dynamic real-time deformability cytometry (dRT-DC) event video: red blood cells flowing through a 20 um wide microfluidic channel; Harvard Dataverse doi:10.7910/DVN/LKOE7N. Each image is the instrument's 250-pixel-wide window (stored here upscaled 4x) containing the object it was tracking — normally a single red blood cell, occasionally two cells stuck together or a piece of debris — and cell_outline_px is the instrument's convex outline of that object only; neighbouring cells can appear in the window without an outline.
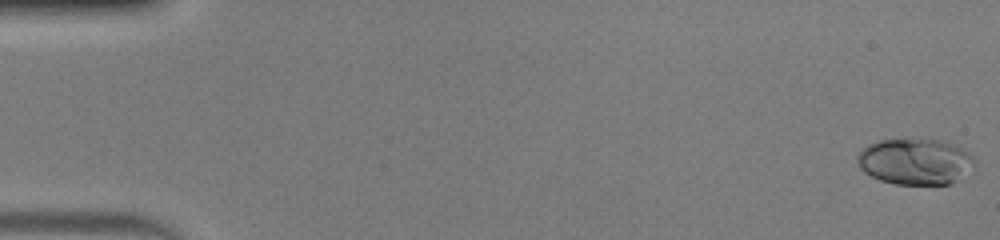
{"species": "human", "species_latin": "Homo sapiens", "temperature_condition": "warm", "stored_images_in_passage": 51, "camera_frame_rate_fps": 3000, "um_per_image_px": 0.085, "donor": {"sex": "male"}, "frame": {"image": 1, "passage_image": 1, "time_ms": 0.0, "image_size_px": [1000, 240], "cell_outline_px": [[972, 164], [952, 184], [896, 184], [880, 180], [864, 172], [860, 168], [856, 160], [860, 152], [868, 144], [880, 140], [940, 140], [964, 148], [972, 156]], "centroid_in_image_um": [77.73, 13.73], "position_along_channel_um": 7.3, "area_um2": 30.81}}
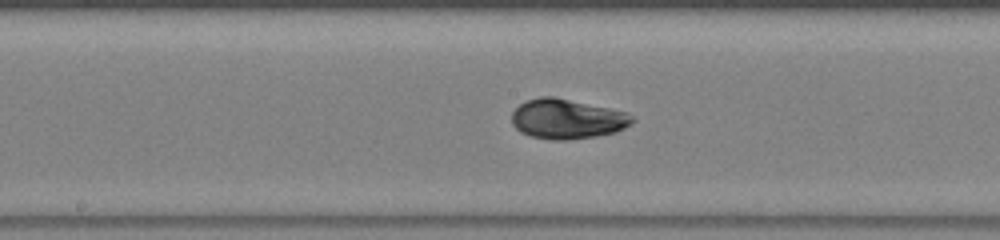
{"frame": {"image": 2, "passage_image": 27, "time_ms": 8.667, "image_size_px": [1000, 240], "cell_outline_px": [[636, 120], [632, 124], [616, 132], [596, 136], [568, 140], [552, 140], [532, 136], [520, 132], [512, 124], [512, 112], [520, 104], [528, 100], [540, 96], [552, 96], [608, 108], [624, 112], [632, 116]], "centroid_in_image_um": [48.19, 10.12], "position_along_channel_um": 200.0, "area_um2": 27.8}}
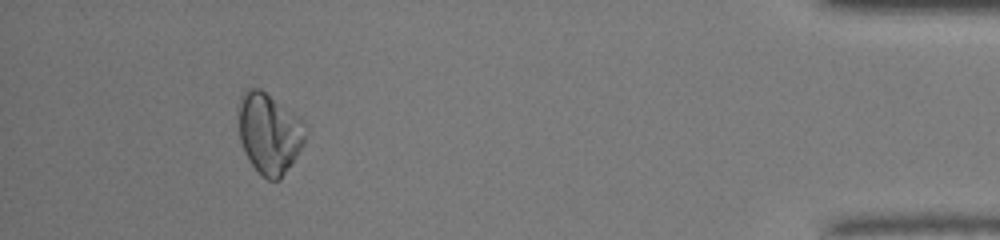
{"frame": {"image": 3, "passage_image": 47, "time_ms": 15.333, "image_size_px": [1000, 240], "cell_outline_px": [[304, 144], [280, 180], [268, 180], [260, 176], [248, 160], [244, 152], [240, 140], [240, 96], [244, 88], [260, 88], [300, 116], [304, 120]], "centroid_in_image_um": [22.88, 11.33], "position_along_channel_um": 412.3, "area_um2": 31.56}, "authors_computed_cell_mechanics": {"area_um2": 28.033, "velocity_mm_per_s": 4.0971, "shape_relaxation_time_tau1_ms": 4.5834, "shape_relaxation_time_tau2_ms": 0.6854, "deformation_change_tau1": 0.1658, "deformation_change_tau2": 0.0303}}